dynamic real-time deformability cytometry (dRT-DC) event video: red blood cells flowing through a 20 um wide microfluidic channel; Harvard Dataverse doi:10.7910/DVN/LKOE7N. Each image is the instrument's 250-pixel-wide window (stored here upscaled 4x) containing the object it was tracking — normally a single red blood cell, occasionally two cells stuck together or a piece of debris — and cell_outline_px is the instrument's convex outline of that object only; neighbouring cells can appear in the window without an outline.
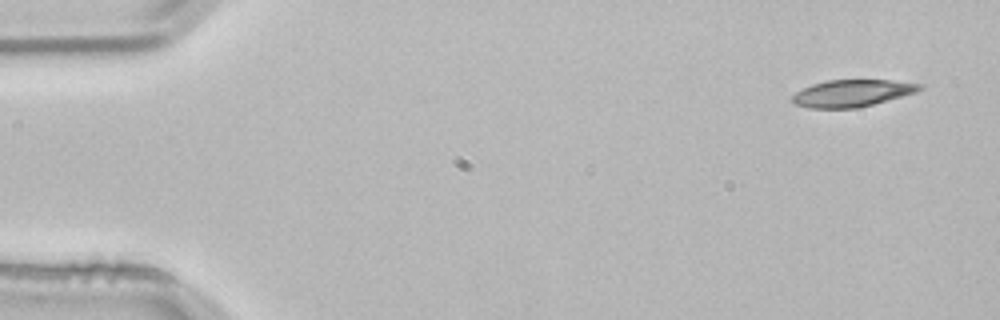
{"species": "common noctule bat (a hibernating species)", "species_latin": "Nyctalus noctula", "temperature_condition": "room temperature", "stored_images_in_passage": 3, "camera_frame_rate_fps": 3000, "um_per_image_px": 0.085, "animal": {"sex": "male", "body_mass_g": 21.5, "forearm_length_mm": 52.0}, "frame": {"image": 1, "passage_image": 1, "time_ms": 0.0, "image_size_px": [1000, 320], "cell_outline_px": [[924, 88], [916, 92], [872, 104], [856, 108], [808, 108], [792, 104], [792, 96], [796, 92], [812, 84], [828, 80], [892, 80], [924, 84]], "centroid_in_image_um": [72.42, 7.92], "position_along_channel_um": 12.6, "area_um2": 20.0}}
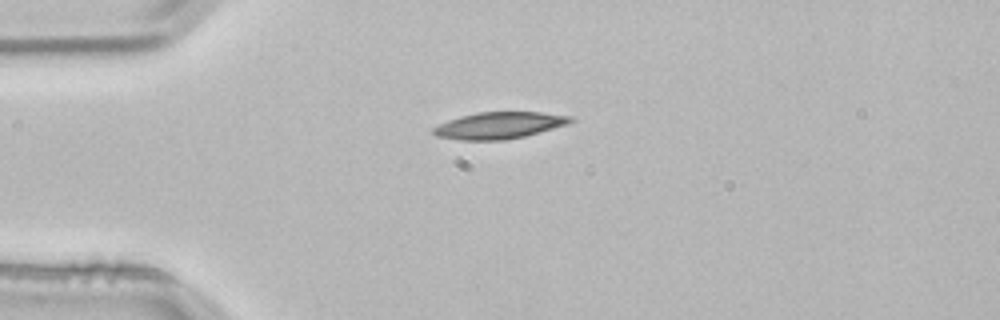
{"frame": {"image": 2, "passage_image": 3, "time_ms": 0.667, "image_size_px": [1000, 320], "cell_outline_px": [[576, 120], [568, 124], [524, 136], [504, 140], [460, 140], [436, 136], [432, 132], [432, 128], [448, 120], [460, 116], [476, 112], [540, 112], [572, 116]], "centroid_in_image_um": [42.43, 10.65], "position_along_channel_um": 42.6, "area_um2": 21.33}}